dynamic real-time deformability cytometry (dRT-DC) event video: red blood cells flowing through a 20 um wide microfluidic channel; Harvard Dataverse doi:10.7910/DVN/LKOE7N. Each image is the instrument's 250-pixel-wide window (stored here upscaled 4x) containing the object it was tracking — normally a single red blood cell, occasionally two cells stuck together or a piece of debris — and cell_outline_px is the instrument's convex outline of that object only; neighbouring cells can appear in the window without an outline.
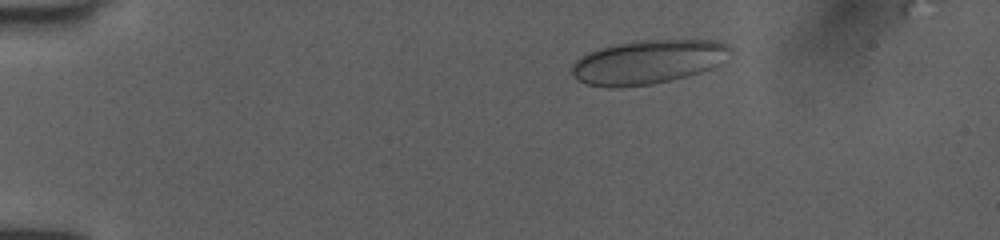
{"species": "human", "species_latin": "Homo sapiens", "temperature_condition": "room temperature", "stored_images_in_passage": 42, "camera_frame_rate_fps": 3000, "um_per_image_px": 0.085, "donor": {"sex": "female"}, "frame": {"image": 1, "passage_image": 1, "time_ms": 0.0, "image_size_px": [1000, 240], "cell_outline_px": [[732, 52], [720, 64], [712, 68], [700, 72], [652, 84], [620, 88], [608, 88], [584, 84], [576, 80], [572, 72], [572, 64], [580, 56], [588, 52], [600, 48], [616, 44], [640, 40], [716, 40], [728, 44], [732, 48]], "centroid_in_image_um": [55.06, 5.27], "position_along_channel_um": 29.9, "area_um2": 40.86}}
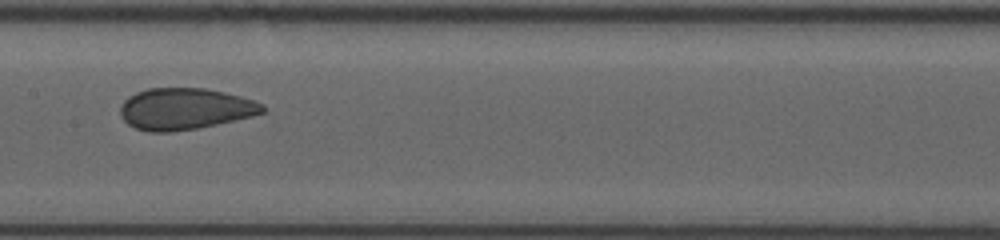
{"frame": {"image": 2, "passage_image": 19, "time_ms": 6.0, "image_size_px": [1000, 240], "cell_outline_px": [[264, 112], [252, 116], [216, 124], [196, 128], [168, 132], [148, 132], [136, 128], [128, 124], [120, 116], [120, 104], [128, 96], [136, 92], [148, 88], [204, 88], [224, 92], [240, 96], [264, 104]], "centroid_in_image_um": [15.68, 9.25], "position_along_channel_um": 191.7, "area_um2": 34.33}}
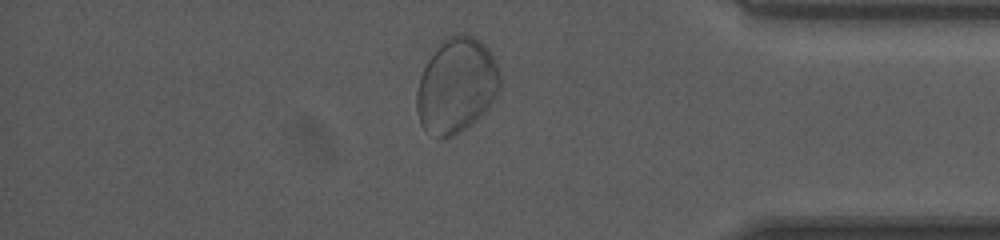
{"frame": {"image": 3, "passage_image": 36, "time_ms": 11.667, "image_size_px": [1000, 240], "cell_outline_px": [[500, 88], [496, 96], [488, 108], [472, 124], [460, 132], [452, 136], [436, 136], [424, 128], [420, 124], [416, 112], [416, 92], [420, 76], [428, 60], [440, 40], [444, 36], [456, 32], [472, 36], [480, 40], [484, 44], [492, 56], [496, 64], [500, 76]], "centroid_in_image_um": [38.78, 7.23], "position_along_channel_um": 396.4, "area_um2": 46.3}}